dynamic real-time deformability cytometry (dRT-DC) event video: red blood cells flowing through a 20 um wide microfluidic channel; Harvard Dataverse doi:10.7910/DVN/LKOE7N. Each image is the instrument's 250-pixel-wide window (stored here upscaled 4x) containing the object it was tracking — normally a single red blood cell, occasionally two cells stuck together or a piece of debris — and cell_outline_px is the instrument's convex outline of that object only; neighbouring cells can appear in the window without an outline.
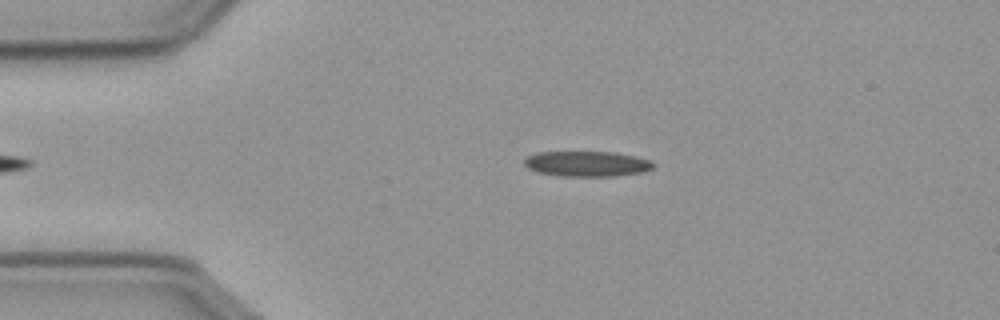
{"species": "common noctule bat (a hibernating species)", "species_latin": "Nyctalus noctula", "temperature_condition": "cold", "stored_images_in_passage": 43, "camera_frame_rate_fps": 3000, "um_per_image_px": 0.085, "animal": {"sex": "male", "body_mass_g": 23.1, "forearm_length_mm": 52.7}, "frame": {"image": 1, "passage_image": 5, "time_ms": 1.333, "image_size_px": [1000, 320], "cell_outline_px": [[656, 164], [652, 168], [644, 172], [616, 176], [560, 176], [536, 172], [528, 168], [524, 164], [524, 160], [528, 156], [536, 152], [616, 152], [648, 160]], "centroid_in_image_um": [49.87, 13.93], "position_along_channel_um": 35.1, "area_um2": 19.07}}
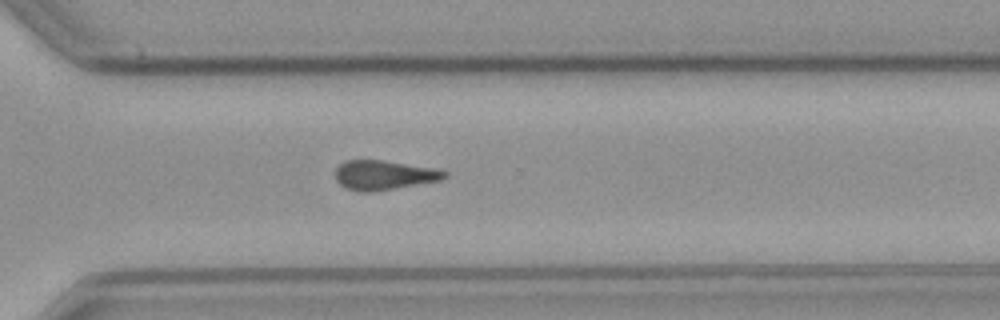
{"frame": {"image": 2, "passage_image": 33, "time_ms": 10.667, "image_size_px": [1000, 320], "cell_outline_px": [[448, 176], [440, 180], [372, 192], [360, 192], [344, 188], [336, 180], [336, 168], [344, 160], [380, 160], [436, 168], [448, 172]], "centroid_in_image_um": [32.62, 14.88], "position_along_channel_um": 338.0, "area_um2": 18.73}}
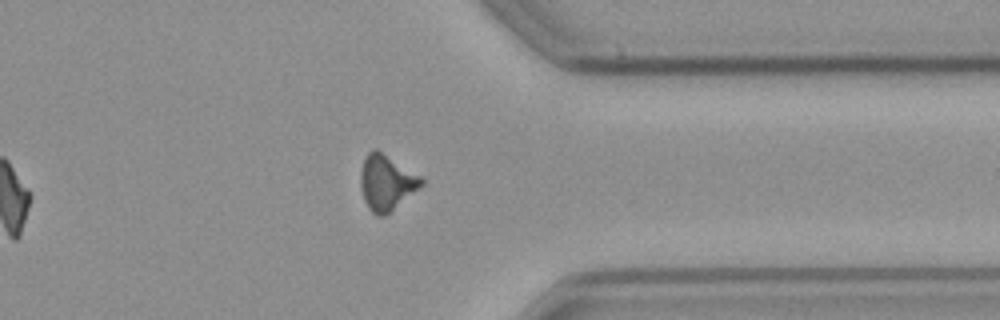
{"frame": {"image": 3, "passage_image": 37, "time_ms": 12.0, "image_size_px": [1000, 320], "cell_outline_px": [[424, 184], [384, 216], [376, 216], [368, 208], [364, 200], [360, 184], [360, 172], [364, 160], [368, 152], [372, 148], [376, 148], [420, 176], [424, 180]], "centroid_in_image_um": [32.82, 15.51], "position_along_channel_um": 378.6, "area_um2": 19.42}}